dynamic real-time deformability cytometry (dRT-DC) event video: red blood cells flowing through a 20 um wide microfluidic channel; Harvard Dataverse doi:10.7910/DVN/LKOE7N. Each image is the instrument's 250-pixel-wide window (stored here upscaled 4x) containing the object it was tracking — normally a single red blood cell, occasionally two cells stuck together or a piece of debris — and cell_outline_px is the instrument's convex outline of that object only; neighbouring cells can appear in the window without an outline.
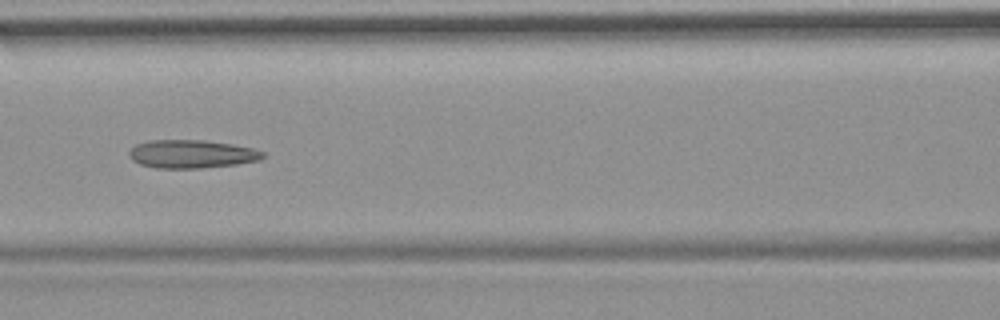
{"species": "common noctule bat (a hibernating species)", "species_latin": "Nyctalus noctula", "temperature_condition": "room temperature", "stored_images_in_passage": 7, "camera_frame_rate_fps": 3000, "um_per_image_px": 0.085, "animal": {"sex": "female", "body_mass_g": 19.9}, "frame": {"image": 1, "passage_image": 7, "time_ms": 7.0, "image_size_px": [1000, 320], "cell_outline_px": [[264, 156], [260, 160], [236, 164], [200, 168], [156, 168], [140, 164], [132, 160], [128, 156], [128, 152], [136, 144], [148, 140], [204, 140], [232, 144], [252, 148], [264, 152]], "centroid_in_image_um": [16.26, 13.09], "position_along_channel_um": 150.3, "area_um2": 22.02}}